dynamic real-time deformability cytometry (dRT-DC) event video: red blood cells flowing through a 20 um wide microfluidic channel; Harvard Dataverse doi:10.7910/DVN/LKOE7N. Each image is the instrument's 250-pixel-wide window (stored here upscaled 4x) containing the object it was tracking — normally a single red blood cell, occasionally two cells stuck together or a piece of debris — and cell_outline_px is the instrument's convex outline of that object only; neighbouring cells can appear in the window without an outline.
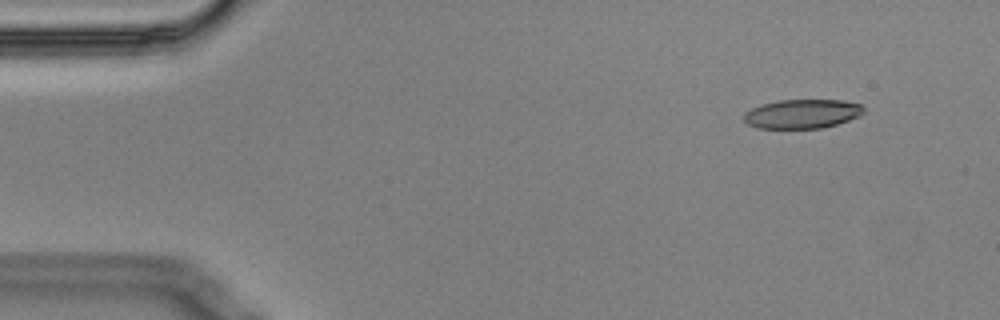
{"species": "Egyptian fruit bat (a non-hibernating species)", "species_latin": "Rousettus aegyptiacus", "temperature_condition": "cold", "stored_images_in_passage": 5, "camera_frame_rate_fps": 3000, "um_per_image_px": 0.085, "animal": {"sex": "male"}, "frame": {"image": 1, "passage_image": 2, "time_ms": 0.333, "image_size_px": [1000, 320], "cell_outline_px": [[864, 112], [860, 116], [824, 128], [756, 128], [748, 124], [744, 120], [744, 112], [760, 104], [780, 100], [840, 100], [860, 104], [864, 108]], "centroid_in_image_um": [68.17, 9.67], "position_along_channel_um": 16.8, "area_um2": 20.35}}
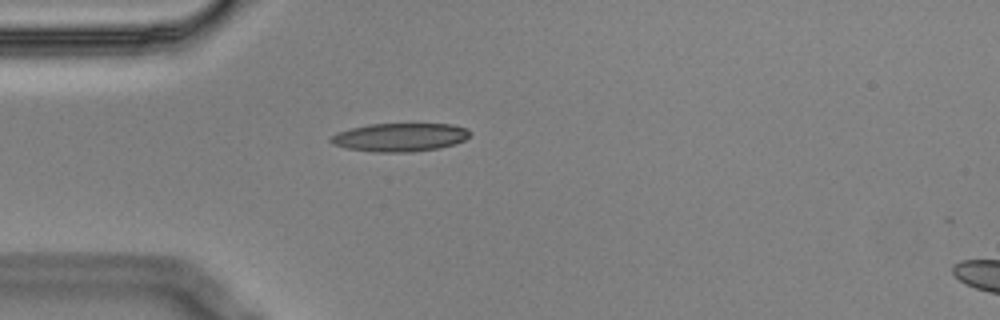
{"frame": {"image": 2, "passage_image": 5, "time_ms": 1.333, "image_size_px": [1000, 320], "cell_outline_px": [[472, 132], [464, 140], [456, 144], [440, 148], [412, 152], [372, 152], [348, 148], [332, 144], [328, 140], [336, 132], [368, 124], [452, 124], [468, 128]], "centroid_in_image_um": [34.01, 11.67], "position_along_channel_um": 51.0, "area_um2": 23.18}}